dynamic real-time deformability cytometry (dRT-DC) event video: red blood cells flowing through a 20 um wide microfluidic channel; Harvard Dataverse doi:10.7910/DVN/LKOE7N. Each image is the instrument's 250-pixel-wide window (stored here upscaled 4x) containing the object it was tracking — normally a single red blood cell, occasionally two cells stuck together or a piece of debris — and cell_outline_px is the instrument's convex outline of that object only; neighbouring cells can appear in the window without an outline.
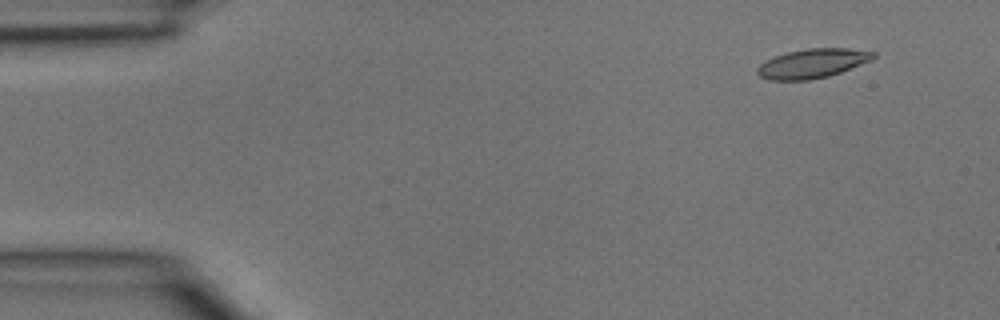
{"species": "common noctule bat (a hibernating species)", "species_latin": "Nyctalus noctula", "temperature_condition": "room temperature", "stored_images_in_passage": 4, "camera_frame_rate_fps": 3000, "um_per_image_px": 0.085, "animal": {"sex": "male", "body_mass_g": 15.6}, "frame": {"image": 1, "passage_image": 1, "time_ms": 0.0, "image_size_px": [1000, 320], "cell_outline_px": [[876, 56], [872, 60], [840, 72], [828, 76], [808, 80], [768, 80], [760, 76], [756, 72], [756, 68], [760, 64], [776, 56], [788, 52], [808, 48], [848, 48], [876, 52]], "centroid_in_image_um": [69.07, 5.39], "position_along_channel_um": 15.9, "area_um2": 19.65}}
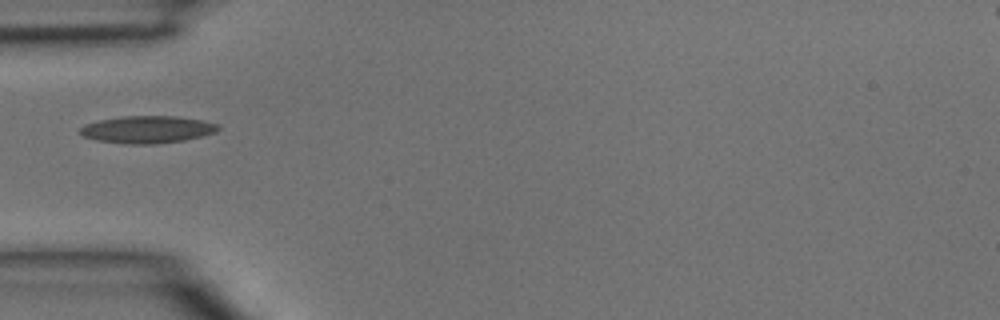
{"frame": {"image": 2, "passage_image": 4, "time_ms": 1.0, "image_size_px": [1000, 320], "cell_outline_px": [[220, 128], [216, 132], [204, 136], [184, 140], [156, 144], [124, 144], [96, 140], [84, 136], [80, 132], [80, 128], [84, 124], [100, 120], [120, 116], [176, 116], [200, 120], [220, 124]], "centroid_in_image_um": [12.54, 11.01], "position_along_channel_um": 72.5, "area_um2": 22.08}}